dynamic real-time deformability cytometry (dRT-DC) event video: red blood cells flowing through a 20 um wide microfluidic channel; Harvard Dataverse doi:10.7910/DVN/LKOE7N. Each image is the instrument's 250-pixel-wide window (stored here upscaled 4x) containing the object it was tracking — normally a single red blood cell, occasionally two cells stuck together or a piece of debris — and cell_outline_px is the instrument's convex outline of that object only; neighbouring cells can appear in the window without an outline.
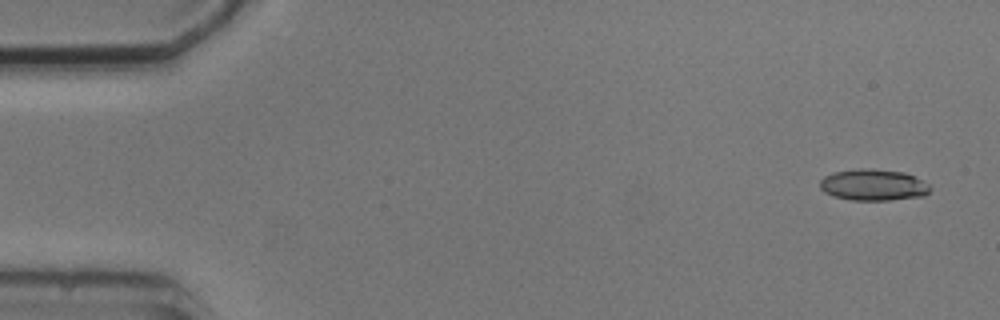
{"species": "common noctule bat (a hibernating species)", "species_latin": "Nyctalus noctula", "temperature_condition": "cold", "stored_images_in_passage": 4, "camera_frame_rate_fps": 3000, "um_per_image_px": 0.085, "animal": {"sex": "male", "body_mass_g": 20.5, "forearm_length_mm": 52.5}, "frame": {"image": 1, "passage_image": 1, "time_ms": 0.0, "image_size_px": [1000, 320], "cell_outline_px": [[932, 188], [924, 196], [892, 200], [852, 200], [832, 196], [824, 192], [820, 188], [820, 180], [824, 176], [832, 172], [860, 168], [872, 168], [904, 172], [928, 184]], "centroid_in_image_um": [74.2, 15.72], "position_along_channel_um": 10.8, "area_um2": 20.29}}
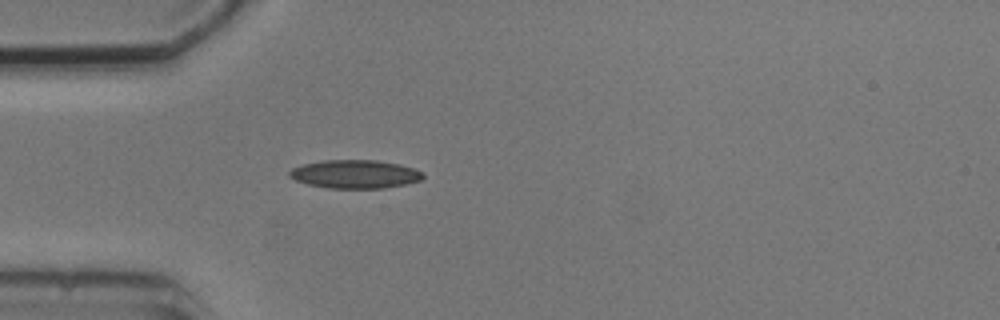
{"frame": {"image": 2, "passage_image": 4, "time_ms": 4.333, "image_size_px": [1000, 320], "cell_outline_px": [[424, 176], [420, 180], [404, 184], [384, 188], [328, 188], [308, 184], [296, 180], [288, 176], [288, 172], [292, 168], [304, 164], [324, 160], [376, 160], [400, 164], [424, 172]], "centroid_in_image_um": [30.17, 14.8], "position_along_channel_um": 54.8, "area_um2": 22.02}}